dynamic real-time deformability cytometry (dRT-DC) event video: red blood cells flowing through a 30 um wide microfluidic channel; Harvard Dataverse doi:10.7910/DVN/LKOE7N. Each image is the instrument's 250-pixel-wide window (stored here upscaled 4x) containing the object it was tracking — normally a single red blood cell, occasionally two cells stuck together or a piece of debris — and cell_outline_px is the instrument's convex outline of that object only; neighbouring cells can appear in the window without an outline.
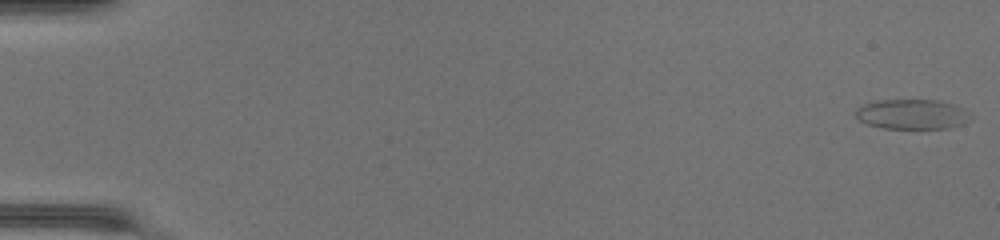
{"species": "common noctule bat (a hibernating species)", "species_latin": "Nyctalus noctula", "temperature_condition": "warm", "stored_images_in_passage": 50, "camera_frame_rate_fps": 3000, "um_per_image_px": 0.085, "animal": {"sex": "female", "body_mass_g": 17.0, "forearm_length_mm": 48.0}, "frame": {"image": 1, "passage_image": 1, "time_ms": 0.0, "image_size_px": [1000, 240], "cell_outline_px": [[976, 116], [972, 120], [964, 124], [948, 128], [884, 128], [868, 124], [860, 120], [856, 116], [856, 108], [864, 104], [876, 100], [940, 100], [952, 104]], "centroid_in_image_um": [77.59, 9.71], "position_along_channel_um": 7.4, "area_um2": 20.11}}
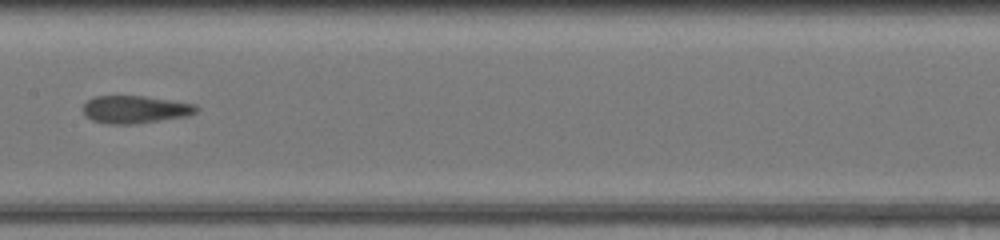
{"frame": {"image": 2, "passage_image": 27, "time_ms": 8.667, "image_size_px": [1000, 240], "cell_outline_px": [[200, 108], [196, 112], [188, 116], [132, 124], [108, 124], [92, 120], [84, 112], [84, 104], [88, 100], [96, 96], [144, 96], [196, 104]], "centroid_in_image_um": [11.52, 9.3], "position_along_channel_um": 195.9, "area_um2": 18.09}}
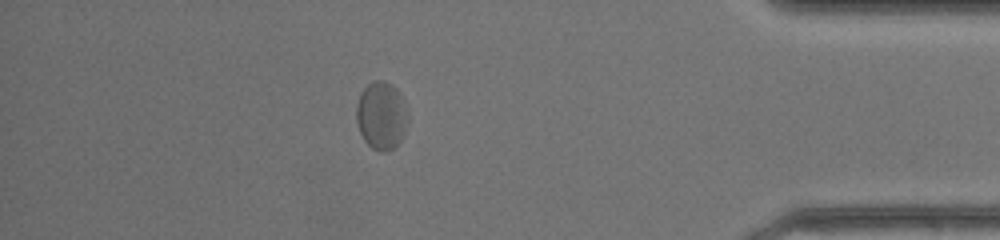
{"frame": {"image": 3, "passage_image": 44, "time_ms": 14.333, "image_size_px": [1000, 240], "cell_outline_px": [[408, 120], [404, 132], [400, 140], [388, 152], [380, 152], [372, 148], [364, 140], [360, 132], [356, 120], [356, 104], [360, 92], [368, 84], [376, 80], [384, 80], [392, 84], [400, 96], [408, 116]], "centroid_in_image_um": [32.38, 9.83], "position_along_channel_um": 402.8, "area_um2": 20.23}, "authors_computed_cell_mechanics": {"area_um2": 18.8139, "velocity_mm_per_s": 4.2959, "shape_relaxation_time_tau1_ms": null, "shape_relaxation_time_tau2_ms": 1.1507, "deformation_change_tau1": null, "deformation_change_tau2": 0.0508}}